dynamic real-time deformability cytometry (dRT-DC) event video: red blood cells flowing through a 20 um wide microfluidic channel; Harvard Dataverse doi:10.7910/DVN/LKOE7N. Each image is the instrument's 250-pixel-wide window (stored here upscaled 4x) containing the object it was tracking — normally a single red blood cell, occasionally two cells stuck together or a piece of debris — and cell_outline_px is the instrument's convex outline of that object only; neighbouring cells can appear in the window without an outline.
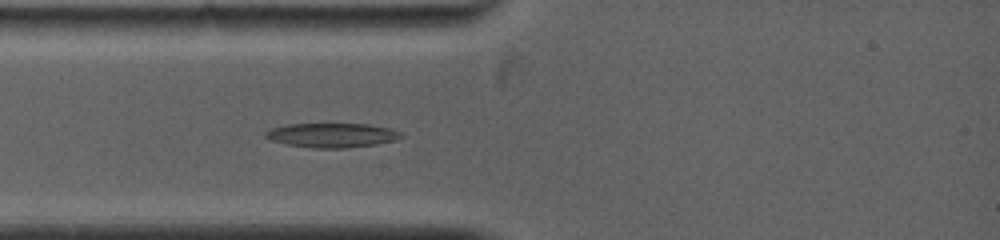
{"species": "common noctule bat (a hibernating species)", "species_latin": "Nyctalus noctula", "temperature_condition": "warm", "stored_images_in_passage": 41, "camera_frame_rate_fps": 5000, "um_per_image_px": 0.085, "animal": {"sex": "female", "body_mass_g": 19.0, "forearm_length_mm": 53.3}, "frame": {"image": 1, "passage_image": 7, "time_ms": 2.0, "image_size_px": [1000, 240], "cell_outline_px": [[404, 136], [396, 140], [376, 144], [348, 148], [312, 148], [288, 144], [268, 140], [264, 136], [264, 132], [272, 128], [288, 124], [368, 124], [392, 128], [400, 132]], "centroid_in_image_um": [28.22, 11.49], "position_along_channel_um": 56.8, "area_um2": 19.36}}
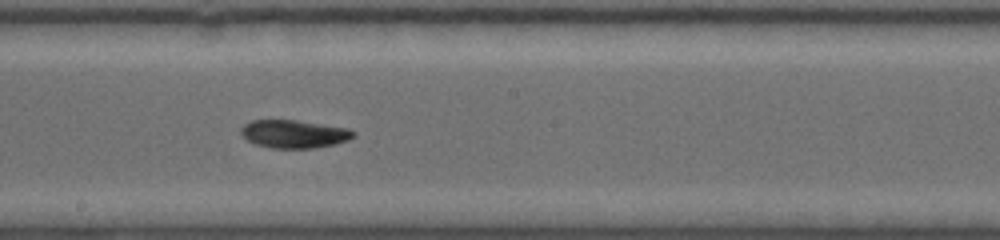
{"frame": {"image": 2, "passage_image": 20, "time_ms": 6.2, "image_size_px": [1000, 240], "cell_outline_px": [[356, 132], [348, 140], [336, 144], [312, 148], [272, 148], [256, 144], [248, 140], [240, 132], [240, 128], [244, 124], [252, 120], [296, 120], [348, 128]], "centroid_in_image_um": [24.99, 11.38], "position_along_channel_um": 223.2, "area_um2": 18.26}}
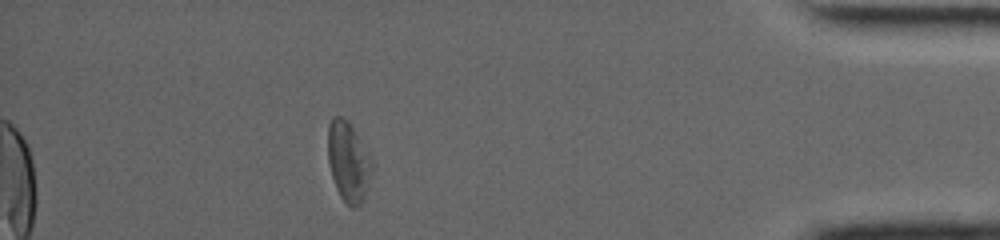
{"frame": {"image": 3, "passage_image": 37, "time_ms": 12.2, "image_size_px": [1000, 240], "cell_outline_px": [[372, 172], [364, 196], [360, 204], [356, 208], [352, 208], [340, 196], [336, 188], [332, 176], [328, 160], [328, 124], [332, 116], [340, 116], [348, 120], [356, 132], [368, 152], [372, 160]], "centroid_in_image_um": [29.6, 13.71], "position_along_channel_um": 405.6, "area_um2": 20.46}, "authors_computed_cell_mechanics": {"area_um2": 19.074, "velocity_mm_per_s": 3.9575, "shape_relaxation_time_tau1_ms": 3.9167, "shape_relaxation_time_tau2_ms": 7.3329, "deformation_change_tau1": 0.1408, "deformation_change_tau2": 0.1059}}